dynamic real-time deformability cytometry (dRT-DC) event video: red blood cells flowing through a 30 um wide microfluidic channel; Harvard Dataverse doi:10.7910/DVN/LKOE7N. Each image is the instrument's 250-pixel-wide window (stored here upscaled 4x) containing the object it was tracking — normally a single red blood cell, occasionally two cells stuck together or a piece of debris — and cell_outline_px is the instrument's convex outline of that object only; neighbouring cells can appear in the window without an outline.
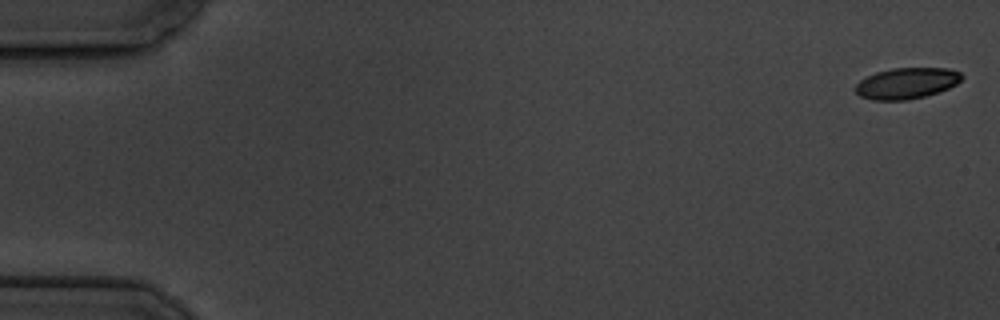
{"species": "common noctule bat (a hibernating species)", "species_latin": "Nyctalus noctula", "temperature_condition": "cold", "stored_images_in_passage": 6, "camera_frame_rate_fps": 3000, "um_per_image_px": 0.085, "animal": {"sex": "male", "body_mass_g": 19.5, "forearm_length_mm": 54.6}, "frame": {"image": 1, "passage_image": 1, "time_ms": 0.0, "image_size_px": [1000, 320], "cell_outline_px": [[964, 76], [956, 84], [940, 92], [908, 100], [872, 100], [860, 96], [856, 92], [856, 84], [860, 80], [876, 72], [892, 68], [948, 68], [960, 72]], "centroid_in_image_um": [77.08, 7.07], "position_along_channel_um": 7.9, "area_um2": 19.25}}